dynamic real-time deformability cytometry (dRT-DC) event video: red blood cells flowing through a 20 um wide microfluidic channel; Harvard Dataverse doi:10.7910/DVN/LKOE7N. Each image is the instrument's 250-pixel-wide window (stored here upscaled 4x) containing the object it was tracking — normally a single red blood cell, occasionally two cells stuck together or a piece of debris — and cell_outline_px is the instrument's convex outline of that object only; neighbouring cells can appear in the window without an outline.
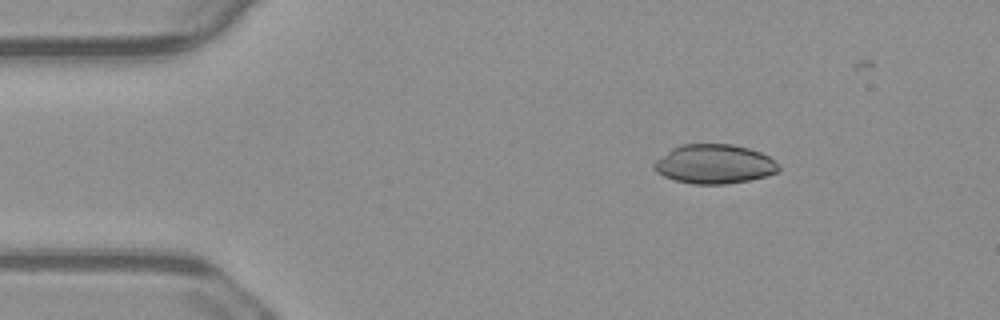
{"species": "common noctule bat (a hibernating species)", "species_latin": "Nyctalus noctula", "temperature_condition": "warm", "stored_images_in_passage": 5, "camera_frame_rate_fps": 3000, "um_per_image_px": 0.085, "animal": {"sex": "male", "body_mass_g": 23.1, "forearm_length_mm": 52.7}, "frame": {"image": 1, "passage_image": 3, "time_ms": 0.667, "image_size_px": [1000, 320], "cell_outline_px": [[780, 168], [776, 172], [768, 176], [748, 180], [724, 184], [692, 184], [676, 180], [664, 176], [656, 172], [652, 168], [652, 164], [656, 160], [672, 148], [684, 144], [732, 144], [748, 148], [760, 152], [768, 156], [780, 164]], "centroid_in_image_um": [60.72, 13.95], "position_along_channel_um": 24.3, "area_um2": 28.5}}